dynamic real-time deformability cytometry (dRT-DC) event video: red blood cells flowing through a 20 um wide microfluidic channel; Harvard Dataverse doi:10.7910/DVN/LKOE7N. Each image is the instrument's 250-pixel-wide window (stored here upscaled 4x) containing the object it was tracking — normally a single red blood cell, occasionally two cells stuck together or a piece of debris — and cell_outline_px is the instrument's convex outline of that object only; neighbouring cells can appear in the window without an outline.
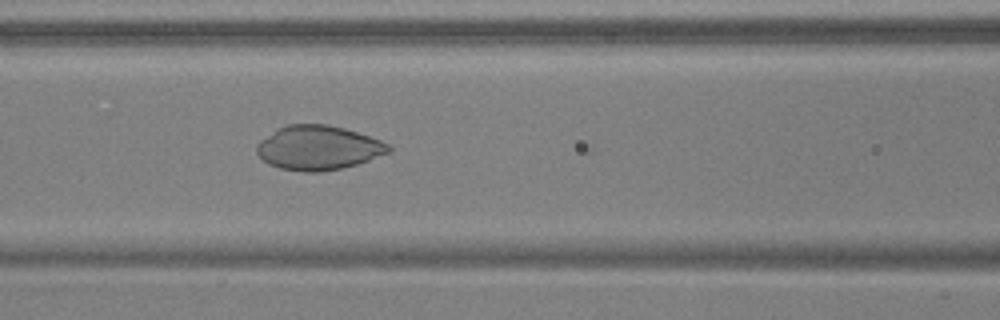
{"species": "common noctule bat (a hibernating species)", "species_latin": "Nyctalus noctula", "temperature_condition": "warm", "stored_images_in_passage": 29, "camera_frame_rate_fps": 3000, "um_per_image_px": 0.085, "animal": {"sex": "male", "body_mass_g": 17.9, "forearm_length_mm": 54.2}, "frame": {"image": 1, "passage_image": 23, "time_ms": 7.333, "image_size_px": [1000, 320], "cell_outline_px": [[392, 152], [356, 164], [340, 168], [320, 172], [304, 172], [280, 168], [268, 164], [256, 152], [256, 144], [260, 140], [276, 128], [288, 124], [328, 124], [344, 128], [380, 140], [388, 144], [392, 148]], "centroid_in_image_um": [27.03, 12.55], "position_along_channel_um": 139.6, "area_um2": 34.1}}
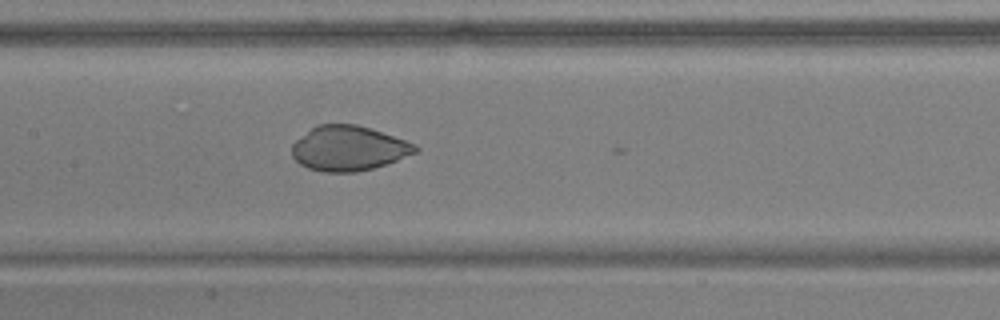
{"frame": {"image": 2, "passage_image": 26, "time_ms": 8.333, "image_size_px": [1000, 320], "cell_outline_px": [[420, 148], [416, 152], [396, 160], [372, 168], [356, 172], [324, 172], [308, 168], [300, 164], [292, 156], [292, 144], [296, 140], [316, 124], [356, 124], [416, 144]], "centroid_in_image_um": [29.59, 12.61], "position_along_channel_um": 177.8, "area_um2": 31.91}}